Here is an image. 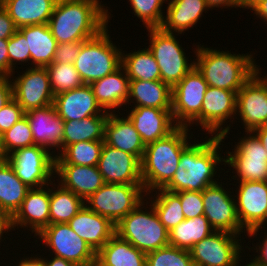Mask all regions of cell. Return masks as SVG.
<instances>
[{"label": "cell", "instance_id": "6da1fadb", "mask_svg": "<svg viewBox=\"0 0 267 266\" xmlns=\"http://www.w3.org/2000/svg\"><path fill=\"white\" fill-rule=\"evenodd\" d=\"M99 0H57L48 26L58 44L95 37L110 19Z\"/></svg>", "mask_w": 267, "mask_h": 266}, {"label": "cell", "instance_id": "7a4b0ae2", "mask_svg": "<svg viewBox=\"0 0 267 266\" xmlns=\"http://www.w3.org/2000/svg\"><path fill=\"white\" fill-rule=\"evenodd\" d=\"M223 137L212 136L206 141L189 144L181 153L172 180L163 188L170 192L203 191L218 183L215 179L216 165L225 162L221 151ZM220 149V151H219Z\"/></svg>", "mask_w": 267, "mask_h": 266}, {"label": "cell", "instance_id": "3957f363", "mask_svg": "<svg viewBox=\"0 0 267 266\" xmlns=\"http://www.w3.org/2000/svg\"><path fill=\"white\" fill-rule=\"evenodd\" d=\"M189 130L178 126L168 136L146 145L141 160V178L146 195L163 189L175 174L182 151L189 145Z\"/></svg>", "mask_w": 267, "mask_h": 266}, {"label": "cell", "instance_id": "277c9868", "mask_svg": "<svg viewBox=\"0 0 267 266\" xmlns=\"http://www.w3.org/2000/svg\"><path fill=\"white\" fill-rule=\"evenodd\" d=\"M195 67L202 74L208 86L238 92L254 75L256 66L252 54H231L228 51L195 48Z\"/></svg>", "mask_w": 267, "mask_h": 266}, {"label": "cell", "instance_id": "5b68a950", "mask_svg": "<svg viewBox=\"0 0 267 266\" xmlns=\"http://www.w3.org/2000/svg\"><path fill=\"white\" fill-rule=\"evenodd\" d=\"M143 206L144 201L121 219L115 225V233L147 254L169 245V231L160 222L152 204L150 211Z\"/></svg>", "mask_w": 267, "mask_h": 266}, {"label": "cell", "instance_id": "8992f818", "mask_svg": "<svg viewBox=\"0 0 267 266\" xmlns=\"http://www.w3.org/2000/svg\"><path fill=\"white\" fill-rule=\"evenodd\" d=\"M108 31L105 27L81 44L74 65L84 84H91L122 66V50L112 43Z\"/></svg>", "mask_w": 267, "mask_h": 266}, {"label": "cell", "instance_id": "52a82bcc", "mask_svg": "<svg viewBox=\"0 0 267 266\" xmlns=\"http://www.w3.org/2000/svg\"><path fill=\"white\" fill-rule=\"evenodd\" d=\"M144 192L143 185L105 183L90 195L84 204L89 210L108 218L116 225L139 204L146 201Z\"/></svg>", "mask_w": 267, "mask_h": 266}, {"label": "cell", "instance_id": "ba28073f", "mask_svg": "<svg viewBox=\"0 0 267 266\" xmlns=\"http://www.w3.org/2000/svg\"><path fill=\"white\" fill-rule=\"evenodd\" d=\"M147 30L150 34L148 49L157 61L161 80L173 88L195 64L193 61L189 64V59L174 33L166 32L161 27Z\"/></svg>", "mask_w": 267, "mask_h": 266}, {"label": "cell", "instance_id": "9c48e42d", "mask_svg": "<svg viewBox=\"0 0 267 266\" xmlns=\"http://www.w3.org/2000/svg\"><path fill=\"white\" fill-rule=\"evenodd\" d=\"M51 153L45 147L34 145L15 150L7 156V161L23 183L30 188H38L52 182L55 156Z\"/></svg>", "mask_w": 267, "mask_h": 266}, {"label": "cell", "instance_id": "30bf717a", "mask_svg": "<svg viewBox=\"0 0 267 266\" xmlns=\"http://www.w3.org/2000/svg\"><path fill=\"white\" fill-rule=\"evenodd\" d=\"M36 236L53 250L55 256L71 261L77 266H96V253L67 223L49 224Z\"/></svg>", "mask_w": 267, "mask_h": 266}, {"label": "cell", "instance_id": "8fae6325", "mask_svg": "<svg viewBox=\"0 0 267 266\" xmlns=\"http://www.w3.org/2000/svg\"><path fill=\"white\" fill-rule=\"evenodd\" d=\"M239 235L214 231L190 249L194 266H239L242 244Z\"/></svg>", "mask_w": 267, "mask_h": 266}, {"label": "cell", "instance_id": "7c38bea8", "mask_svg": "<svg viewBox=\"0 0 267 266\" xmlns=\"http://www.w3.org/2000/svg\"><path fill=\"white\" fill-rule=\"evenodd\" d=\"M249 134V136H248ZM235 146L234 152H229L225 163L235 169L239 182L265 181L267 182V151L253 131H247Z\"/></svg>", "mask_w": 267, "mask_h": 266}, {"label": "cell", "instance_id": "4fadbf2b", "mask_svg": "<svg viewBox=\"0 0 267 266\" xmlns=\"http://www.w3.org/2000/svg\"><path fill=\"white\" fill-rule=\"evenodd\" d=\"M208 84L196 67L172 88V116L178 126L189 127L201 113ZM189 125H188V124Z\"/></svg>", "mask_w": 267, "mask_h": 266}, {"label": "cell", "instance_id": "5bb4252c", "mask_svg": "<svg viewBox=\"0 0 267 266\" xmlns=\"http://www.w3.org/2000/svg\"><path fill=\"white\" fill-rule=\"evenodd\" d=\"M236 105V92L209 86L205 92L201 113L191 123L197 122L204 130L212 134L211 136L214 134V136L225 138L230 127L223 128L222 126L227 119L232 120L237 115Z\"/></svg>", "mask_w": 267, "mask_h": 266}, {"label": "cell", "instance_id": "9a60e30c", "mask_svg": "<svg viewBox=\"0 0 267 266\" xmlns=\"http://www.w3.org/2000/svg\"><path fill=\"white\" fill-rule=\"evenodd\" d=\"M238 187V194L234 196L237 197L238 219L244 232L247 231L249 237H255L267 222V182L241 181Z\"/></svg>", "mask_w": 267, "mask_h": 266}, {"label": "cell", "instance_id": "2e32d148", "mask_svg": "<svg viewBox=\"0 0 267 266\" xmlns=\"http://www.w3.org/2000/svg\"><path fill=\"white\" fill-rule=\"evenodd\" d=\"M27 69L11 81L13 98L24 112L52 105L54 94L46 67L32 66Z\"/></svg>", "mask_w": 267, "mask_h": 266}, {"label": "cell", "instance_id": "e0dca14e", "mask_svg": "<svg viewBox=\"0 0 267 266\" xmlns=\"http://www.w3.org/2000/svg\"><path fill=\"white\" fill-rule=\"evenodd\" d=\"M222 184L215 183L202 191L204 216L215 231L241 235L243 227L237 216L236 202Z\"/></svg>", "mask_w": 267, "mask_h": 266}, {"label": "cell", "instance_id": "ac0fdd59", "mask_svg": "<svg viewBox=\"0 0 267 266\" xmlns=\"http://www.w3.org/2000/svg\"><path fill=\"white\" fill-rule=\"evenodd\" d=\"M97 167L105 183L143 185L141 161L135 155L105 142Z\"/></svg>", "mask_w": 267, "mask_h": 266}, {"label": "cell", "instance_id": "d6986e66", "mask_svg": "<svg viewBox=\"0 0 267 266\" xmlns=\"http://www.w3.org/2000/svg\"><path fill=\"white\" fill-rule=\"evenodd\" d=\"M236 112L245 132L267 124V87L255 74L237 92Z\"/></svg>", "mask_w": 267, "mask_h": 266}, {"label": "cell", "instance_id": "ffe728a7", "mask_svg": "<svg viewBox=\"0 0 267 266\" xmlns=\"http://www.w3.org/2000/svg\"><path fill=\"white\" fill-rule=\"evenodd\" d=\"M52 183L29 189L20 208L11 217L13 230L16 226L18 228V225L23 229L30 226L35 236L50 224V188L48 187L53 186Z\"/></svg>", "mask_w": 267, "mask_h": 266}, {"label": "cell", "instance_id": "44dd1931", "mask_svg": "<svg viewBox=\"0 0 267 266\" xmlns=\"http://www.w3.org/2000/svg\"><path fill=\"white\" fill-rule=\"evenodd\" d=\"M126 117L132 122L145 146L168 136L178 127L171 110L133 107Z\"/></svg>", "mask_w": 267, "mask_h": 266}, {"label": "cell", "instance_id": "7402d4cb", "mask_svg": "<svg viewBox=\"0 0 267 266\" xmlns=\"http://www.w3.org/2000/svg\"><path fill=\"white\" fill-rule=\"evenodd\" d=\"M53 105L64 120H82L95 115H109L98 105L90 84L54 96Z\"/></svg>", "mask_w": 267, "mask_h": 266}, {"label": "cell", "instance_id": "603a6c76", "mask_svg": "<svg viewBox=\"0 0 267 266\" xmlns=\"http://www.w3.org/2000/svg\"><path fill=\"white\" fill-rule=\"evenodd\" d=\"M35 145L63 150L64 120L57 114L54 105L25 112Z\"/></svg>", "mask_w": 267, "mask_h": 266}, {"label": "cell", "instance_id": "cb8c5ba5", "mask_svg": "<svg viewBox=\"0 0 267 266\" xmlns=\"http://www.w3.org/2000/svg\"><path fill=\"white\" fill-rule=\"evenodd\" d=\"M70 228L97 253L115 234V225L84 206L68 223Z\"/></svg>", "mask_w": 267, "mask_h": 266}, {"label": "cell", "instance_id": "d4e9b609", "mask_svg": "<svg viewBox=\"0 0 267 266\" xmlns=\"http://www.w3.org/2000/svg\"><path fill=\"white\" fill-rule=\"evenodd\" d=\"M59 184L81 197L84 201L101 188L105 182L97 166L55 164Z\"/></svg>", "mask_w": 267, "mask_h": 266}, {"label": "cell", "instance_id": "484cf974", "mask_svg": "<svg viewBox=\"0 0 267 266\" xmlns=\"http://www.w3.org/2000/svg\"><path fill=\"white\" fill-rule=\"evenodd\" d=\"M122 70V71H121ZM129 78L121 66L115 72L90 84L95 99L103 111L111 113L110 109L121 108L128 103Z\"/></svg>", "mask_w": 267, "mask_h": 266}, {"label": "cell", "instance_id": "4316f807", "mask_svg": "<svg viewBox=\"0 0 267 266\" xmlns=\"http://www.w3.org/2000/svg\"><path fill=\"white\" fill-rule=\"evenodd\" d=\"M104 142L114 148L135 155L140 161L146 147L132 122L127 117L120 118L118 114L112 112L109 113L105 125Z\"/></svg>", "mask_w": 267, "mask_h": 266}, {"label": "cell", "instance_id": "83f0119b", "mask_svg": "<svg viewBox=\"0 0 267 266\" xmlns=\"http://www.w3.org/2000/svg\"><path fill=\"white\" fill-rule=\"evenodd\" d=\"M57 0H0L17 29L48 24Z\"/></svg>", "mask_w": 267, "mask_h": 266}, {"label": "cell", "instance_id": "f1b7e54d", "mask_svg": "<svg viewBox=\"0 0 267 266\" xmlns=\"http://www.w3.org/2000/svg\"><path fill=\"white\" fill-rule=\"evenodd\" d=\"M166 9L167 14L161 28L166 32L182 34L193 28L202 17L203 11L209 7L206 0H169Z\"/></svg>", "mask_w": 267, "mask_h": 266}, {"label": "cell", "instance_id": "f546056e", "mask_svg": "<svg viewBox=\"0 0 267 266\" xmlns=\"http://www.w3.org/2000/svg\"><path fill=\"white\" fill-rule=\"evenodd\" d=\"M146 255L115 233L96 253V266H146Z\"/></svg>", "mask_w": 267, "mask_h": 266}, {"label": "cell", "instance_id": "4dcf8cb0", "mask_svg": "<svg viewBox=\"0 0 267 266\" xmlns=\"http://www.w3.org/2000/svg\"><path fill=\"white\" fill-rule=\"evenodd\" d=\"M130 100L132 103H137L135 104V107H155L164 110H171L172 88L162 80H132L129 81V96L127 104L131 103Z\"/></svg>", "mask_w": 267, "mask_h": 266}, {"label": "cell", "instance_id": "1f68e13d", "mask_svg": "<svg viewBox=\"0 0 267 266\" xmlns=\"http://www.w3.org/2000/svg\"><path fill=\"white\" fill-rule=\"evenodd\" d=\"M24 34L33 67H47L55 56L58 42L52 36L48 24H36L19 28ZM33 62V63H32Z\"/></svg>", "mask_w": 267, "mask_h": 266}, {"label": "cell", "instance_id": "d6a6232c", "mask_svg": "<svg viewBox=\"0 0 267 266\" xmlns=\"http://www.w3.org/2000/svg\"><path fill=\"white\" fill-rule=\"evenodd\" d=\"M29 189L8 161L0 163V208L5 214L12 217L16 213Z\"/></svg>", "mask_w": 267, "mask_h": 266}, {"label": "cell", "instance_id": "836d02e7", "mask_svg": "<svg viewBox=\"0 0 267 266\" xmlns=\"http://www.w3.org/2000/svg\"><path fill=\"white\" fill-rule=\"evenodd\" d=\"M108 115H95L80 121H64L63 149L81 141H104Z\"/></svg>", "mask_w": 267, "mask_h": 266}, {"label": "cell", "instance_id": "e575fe53", "mask_svg": "<svg viewBox=\"0 0 267 266\" xmlns=\"http://www.w3.org/2000/svg\"><path fill=\"white\" fill-rule=\"evenodd\" d=\"M215 230L204 215L185 219L169 231V245L189 250Z\"/></svg>", "mask_w": 267, "mask_h": 266}, {"label": "cell", "instance_id": "d590c367", "mask_svg": "<svg viewBox=\"0 0 267 266\" xmlns=\"http://www.w3.org/2000/svg\"><path fill=\"white\" fill-rule=\"evenodd\" d=\"M122 67L130 81L161 80V73L157 61L148 48L124 54L122 52Z\"/></svg>", "mask_w": 267, "mask_h": 266}, {"label": "cell", "instance_id": "8d00e7d4", "mask_svg": "<svg viewBox=\"0 0 267 266\" xmlns=\"http://www.w3.org/2000/svg\"><path fill=\"white\" fill-rule=\"evenodd\" d=\"M84 200L58 185L50 189V224L68 223L84 206Z\"/></svg>", "mask_w": 267, "mask_h": 266}, {"label": "cell", "instance_id": "74e56055", "mask_svg": "<svg viewBox=\"0 0 267 266\" xmlns=\"http://www.w3.org/2000/svg\"><path fill=\"white\" fill-rule=\"evenodd\" d=\"M104 141H81L66 146L55 155V164L97 166Z\"/></svg>", "mask_w": 267, "mask_h": 266}, {"label": "cell", "instance_id": "f35d334b", "mask_svg": "<svg viewBox=\"0 0 267 266\" xmlns=\"http://www.w3.org/2000/svg\"><path fill=\"white\" fill-rule=\"evenodd\" d=\"M156 196L151 203L159 216L160 222L170 231L180 222L185 220L180 198L174 193L165 189L155 190Z\"/></svg>", "mask_w": 267, "mask_h": 266}, {"label": "cell", "instance_id": "ab89813d", "mask_svg": "<svg viewBox=\"0 0 267 266\" xmlns=\"http://www.w3.org/2000/svg\"><path fill=\"white\" fill-rule=\"evenodd\" d=\"M54 96L82 86L79 72L74 64L51 63L46 67Z\"/></svg>", "mask_w": 267, "mask_h": 266}, {"label": "cell", "instance_id": "60d3db41", "mask_svg": "<svg viewBox=\"0 0 267 266\" xmlns=\"http://www.w3.org/2000/svg\"><path fill=\"white\" fill-rule=\"evenodd\" d=\"M146 266H194L189 250L166 246L146 255Z\"/></svg>", "mask_w": 267, "mask_h": 266}, {"label": "cell", "instance_id": "b9f144b4", "mask_svg": "<svg viewBox=\"0 0 267 266\" xmlns=\"http://www.w3.org/2000/svg\"><path fill=\"white\" fill-rule=\"evenodd\" d=\"M2 145L7 156L19 148L34 146L33 134L26 115L2 134Z\"/></svg>", "mask_w": 267, "mask_h": 266}, {"label": "cell", "instance_id": "7bdbcfd3", "mask_svg": "<svg viewBox=\"0 0 267 266\" xmlns=\"http://www.w3.org/2000/svg\"><path fill=\"white\" fill-rule=\"evenodd\" d=\"M167 1V0H166ZM165 0H129L135 16L140 18L147 29L160 28L164 21L162 4Z\"/></svg>", "mask_w": 267, "mask_h": 266}, {"label": "cell", "instance_id": "ee69618b", "mask_svg": "<svg viewBox=\"0 0 267 266\" xmlns=\"http://www.w3.org/2000/svg\"><path fill=\"white\" fill-rule=\"evenodd\" d=\"M9 77L12 76L17 61L20 63L30 61V51L24 34L17 29L8 39ZM14 67V68H13Z\"/></svg>", "mask_w": 267, "mask_h": 266}, {"label": "cell", "instance_id": "f6af8a7d", "mask_svg": "<svg viewBox=\"0 0 267 266\" xmlns=\"http://www.w3.org/2000/svg\"><path fill=\"white\" fill-rule=\"evenodd\" d=\"M175 194L180 198L185 219L204 215L202 191H181Z\"/></svg>", "mask_w": 267, "mask_h": 266}, {"label": "cell", "instance_id": "bcb514c9", "mask_svg": "<svg viewBox=\"0 0 267 266\" xmlns=\"http://www.w3.org/2000/svg\"><path fill=\"white\" fill-rule=\"evenodd\" d=\"M24 115L25 112L22 110L21 106L12 98L0 110V134L2 135L8 131Z\"/></svg>", "mask_w": 267, "mask_h": 266}, {"label": "cell", "instance_id": "7dc6e473", "mask_svg": "<svg viewBox=\"0 0 267 266\" xmlns=\"http://www.w3.org/2000/svg\"><path fill=\"white\" fill-rule=\"evenodd\" d=\"M83 42H69L58 44L53 63L74 64Z\"/></svg>", "mask_w": 267, "mask_h": 266}, {"label": "cell", "instance_id": "c3c4849f", "mask_svg": "<svg viewBox=\"0 0 267 266\" xmlns=\"http://www.w3.org/2000/svg\"><path fill=\"white\" fill-rule=\"evenodd\" d=\"M16 30L13 20L0 4V39H9Z\"/></svg>", "mask_w": 267, "mask_h": 266}, {"label": "cell", "instance_id": "681fc988", "mask_svg": "<svg viewBox=\"0 0 267 266\" xmlns=\"http://www.w3.org/2000/svg\"><path fill=\"white\" fill-rule=\"evenodd\" d=\"M9 76H0V110L13 98Z\"/></svg>", "mask_w": 267, "mask_h": 266}, {"label": "cell", "instance_id": "f907efd6", "mask_svg": "<svg viewBox=\"0 0 267 266\" xmlns=\"http://www.w3.org/2000/svg\"><path fill=\"white\" fill-rule=\"evenodd\" d=\"M0 76H9L8 39H0Z\"/></svg>", "mask_w": 267, "mask_h": 266}, {"label": "cell", "instance_id": "816d5d0a", "mask_svg": "<svg viewBox=\"0 0 267 266\" xmlns=\"http://www.w3.org/2000/svg\"><path fill=\"white\" fill-rule=\"evenodd\" d=\"M264 234L266 235H264L265 238H263L262 243L260 242L261 245L259 244V246L256 245V248L254 247L260 254L255 256V258L253 257V260L249 262L251 266H267V233L265 232Z\"/></svg>", "mask_w": 267, "mask_h": 266}, {"label": "cell", "instance_id": "f5cc1de1", "mask_svg": "<svg viewBox=\"0 0 267 266\" xmlns=\"http://www.w3.org/2000/svg\"><path fill=\"white\" fill-rule=\"evenodd\" d=\"M209 9L216 7H242V0H206Z\"/></svg>", "mask_w": 267, "mask_h": 266}, {"label": "cell", "instance_id": "db71d44e", "mask_svg": "<svg viewBox=\"0 0 267 266\" xmlns=\"http://www.w3.org/2000/svg\"><path fill=\"white\" fill-rule=\"evenodd\" d=\"M253 11L257 17L263 19L264 22H267V0H261L252 8V12Z\"/></svg>", "mask_w": 267, "mask_h": 266}, {"label": "cell", "instance_id": "11a10c76", "mask_svg": "<svg viewBox=\"0 0 267 266\" xmlns=\"http://www.w3.org/2000/svg\"><path fill=\"white\" fill-rule=\"evenodd\" d=\"M44 266H77L71 261L65 260L61 257L54 256L52 260H45L43 258Z\"/></svg>", "mask_w": 267, "mask_h": 266}, {"label": "cell", "instance_id": "9f6ffc18", "mask_svg": "<svg viewBox=\"0 0 267 266\" xmlns=\"http://www.w3.org/2000/svg\"><path fill=\"white\" fill-rule=\"evenodd\" d=\"M12 229L13 228L11 216L5 214L3 217L0 218V240L2 241V237L4 236L2 234L6 233V231H11Z\"/></svg>", "mask_w": 267, "mask_h": 266}, {"label": "cell", "instance_id": "6f0895ef", "mask_svg": "<svg viewBox=\"0 0 267 266\" xmlns=\"http://www.w3.org/2000/svg\"><path fill=\"white\" fill-rule=\"evenodd\" d=\"M253 132L257 135L260 141L263 144L264 149L267 151V124L263 126H259L253 130Z\"/></svg>", "mask_w": 267, "mask_h": 266}, {"label": "cell", "instance_id": "680465c9", "mask_svg": "<svg viewBox=\"0 0 267 266\" xmlns=\"http://www.w3.org/2000/svg\"><path fill=\"white\" fill-rule=\"evenodd\" d=\"M35 257H30V259L29 257L22 259L17 266H44L43 259L36 255Z\"/></svg>", "mask_w": 267, "mask_h": 266}, {"label": "cell", "instance_id": "91938a15", "mask_svg": "<svg viewBox=\"0 0 267 266\" xmlns=\"http://www.w3.org/2000/svg\"><path fill=\"white\" fill-rule=\"evenodd\" d=\"M261 0H242V8H249L250 10Z\"/></svg>", "mask_w": 267, "mask_h": 266}, {"label": "cell", "instance_id": "94428289", "mask_svg": "<svg viewBox=\"0 0 267 266\" xmlns=\"http://www.w3.org/2000/svg\"><path fill=\"white\" fill-rule=\"evenodd\" d=\"M7 161V154L2 145V135L0 134V163Z\"/></svg>", "mask_w": 267, "mask_h": 266}, {"label": "cell", "instance_id": "6125c7cd", "mask_svg": "<svg viewBox=\"0 0 267 266\" xmlns=\"http://www.w3.org/2000/svg\"><path fill=\"white\" fill-rule=\"evenodd\" d=\"M258 65L255 66L254 69V74L265 84V86L267 87V76L264 77H259L261 75V73L259 72V68L257 67Z\"/></svg>", "mask_w": 267, "mask_h": 266}, {"label": "cell", "instance_id": "be15d7a7", "mask_svg": "<svg viewBox=\"0 0 267 266\" xmlns=\"http://www.w3.org/2000/svg\"><path fill=\"white\" fill-rule=\"evenodd\" d=\"M5 215L4 211L0 208V218Z\"/></svg>", "mask_w": 267, "mask_h": 266}]
</instances>
